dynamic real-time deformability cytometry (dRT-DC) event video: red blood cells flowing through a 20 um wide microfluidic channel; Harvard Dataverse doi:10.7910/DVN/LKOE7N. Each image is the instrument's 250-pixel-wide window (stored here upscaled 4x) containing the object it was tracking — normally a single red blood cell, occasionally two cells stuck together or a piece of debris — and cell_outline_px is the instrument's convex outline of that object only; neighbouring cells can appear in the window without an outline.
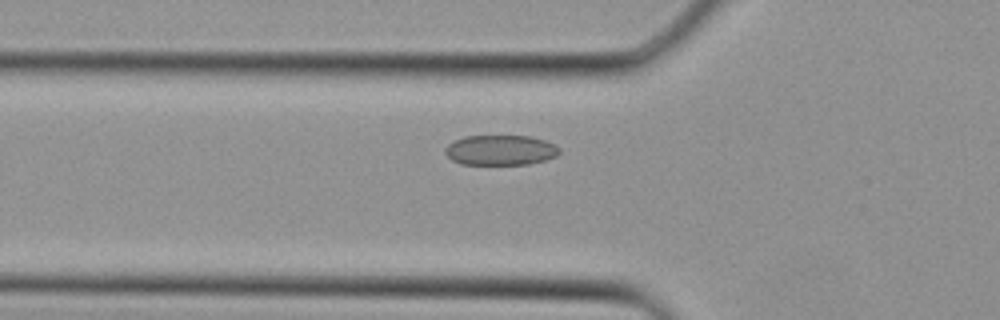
{"species": "Egyptian fruit bat (a non-hibernating species)", "species_latin": "Rousettus aegyptiacus", "temperature_condition": "cold", "stored_images_in_passage": 36, "camera_frame_rate_fps": 3000, "um_per_image_px": 0.085, "animal": {"sex": "female"}, "frame": {"image": 1, "passage_image": 12, "time_ms": 3.667, "image_size_px": [1000, 320], "cell_outline_px": [[560, 152], [556, 156], [544, 160], [528, 164], [460, 164], [452, 160], [444, 152], [444, 148], [448, 144], [464, 136], [532, 136], [556, 144], [560, 148]], "centroid_in_image_um": [42.55, 12.75], "position_along_channel_um": 83.3, "area_um2": 20.11}}
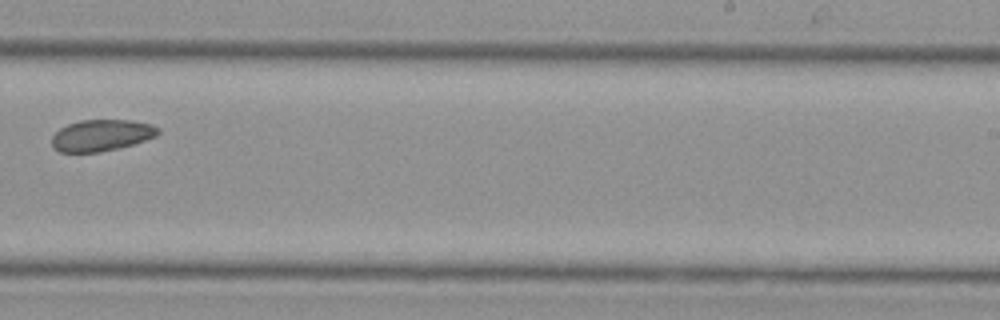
{"frame": {"image": 2, "passage_image": 23, "time_ms": 7.333, "image_size_px": [1000, 320], "cell_outline_px": [[160, 132], [156, 136], [132, 144], [100, 152], [60, 152], [52, 148], [52, 136], [60, 128], [68, 124], [80, 120], [128, 120], [152, 124], [160, 128]], "centroid_in_image_um": [8.61, 11.5], "position_along_channel_um": 280.4, "area_um2": 19.42}}
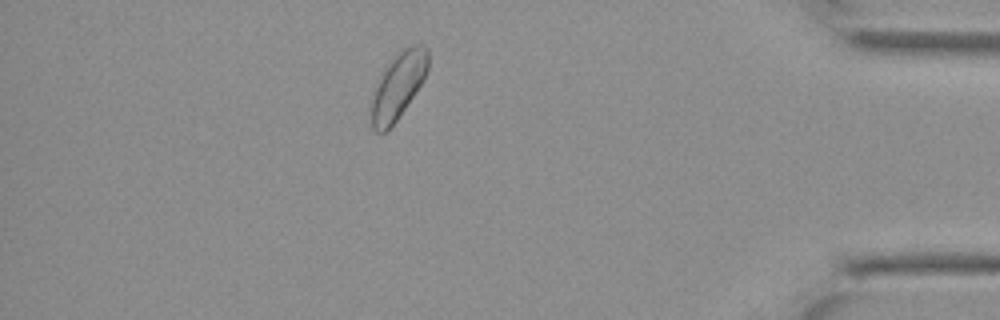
{"frame": {"image": 3, "passage_image": 32, "time_ms": 10.333, "image_size_px": [1000, 320], "cell_outline_px": [[428, 72], [396, 120], [384, 132], [376, 132], [372, 128], [372, 100], [376, 88], [384, 68], [400, 48], [412, 44], [424, 44], [428, 48]], "centroid_in_image_um": [33.87, 7.2], "position_along_channel_um": 401.3, "area_um2": 21.44}}